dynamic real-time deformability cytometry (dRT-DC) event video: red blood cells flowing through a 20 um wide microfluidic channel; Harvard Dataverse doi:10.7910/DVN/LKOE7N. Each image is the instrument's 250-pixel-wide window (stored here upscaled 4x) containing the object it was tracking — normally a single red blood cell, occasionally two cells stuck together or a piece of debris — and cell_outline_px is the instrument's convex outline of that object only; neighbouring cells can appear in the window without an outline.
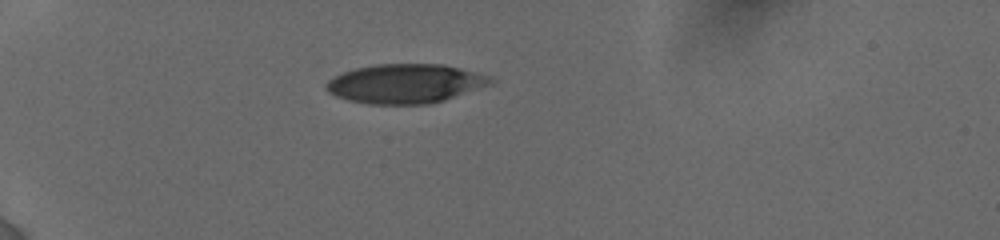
{"species": "human", "species_latin": "Homo sapiens", "temperature_condition": "cold", "stored_images_in_passage": 10, "camera_frame_rate_fps": 3000, "um_per_image_px": 0.085, "donor": {"sex": "female"}, "frame": {"image": 1, "passage_image": 1, "time_ms": 0.0, "image_size_px": [1000, 240], "cell_outline_px": [[496, 80], [492, 84], [444, 100], [428, 104], [368, 104], [348, 100], [336, 96], [328, 92], [324, 88], [324, 84], [328, 80], [344, 72], [356, 68], [376, 64], [444, 64], [492, 76]], "centroid_in_image_um": [34.46, 7.11], "position_along_channel_um": 50.5, "area_um2": 37.69}}
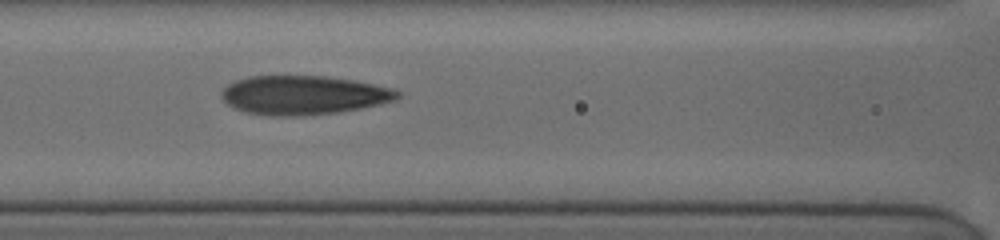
{"frame": {"image": 2, "passage_image": 7, "time_ms": 3.333, "image_size_px": [1000, 240], "cell_outline_px": [[400, 96], [396, 100], [380, 104], [360, 108], [336, 112], [292, 116], [272, 116], [248, 112], [236, 108], [228, 104], [224, 100], [220, 92], [228, 84], [236, 80], [248, 76], [324, 76], [352, 80], [396, 88], [400, 92]], "centroid_in_image_um": [25.83, 8.07], "position_along_channel_um": 140.8, "area_um2": 39.77}}
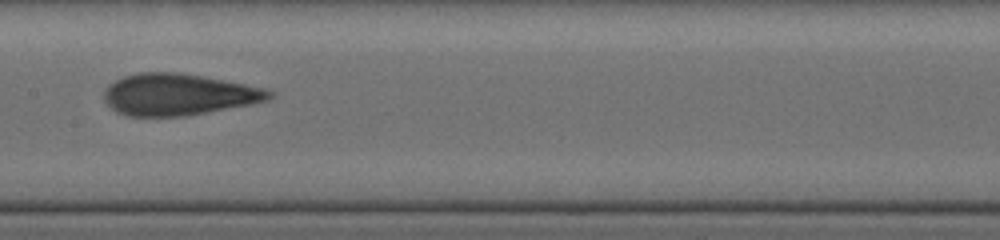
{"frame": {"image": 3, "passage_image": 9, "time_ms": 4.667, "image_size_px": [1000, 240], "cell_outline_px": [[272, 96], [268, 100], [252, 104], [188, 116], [128, 116], [116, 112], [104, 100], [104, 88], [108, 84], [124, 76], [140, 72], [176, 72], [200, 76], [244, 84], [264, 88], [272, 92]], "centroid_in_image_um": [15.13, 8.04], "position_along_channel_um": 192.3, "area_um2": 39.94}}